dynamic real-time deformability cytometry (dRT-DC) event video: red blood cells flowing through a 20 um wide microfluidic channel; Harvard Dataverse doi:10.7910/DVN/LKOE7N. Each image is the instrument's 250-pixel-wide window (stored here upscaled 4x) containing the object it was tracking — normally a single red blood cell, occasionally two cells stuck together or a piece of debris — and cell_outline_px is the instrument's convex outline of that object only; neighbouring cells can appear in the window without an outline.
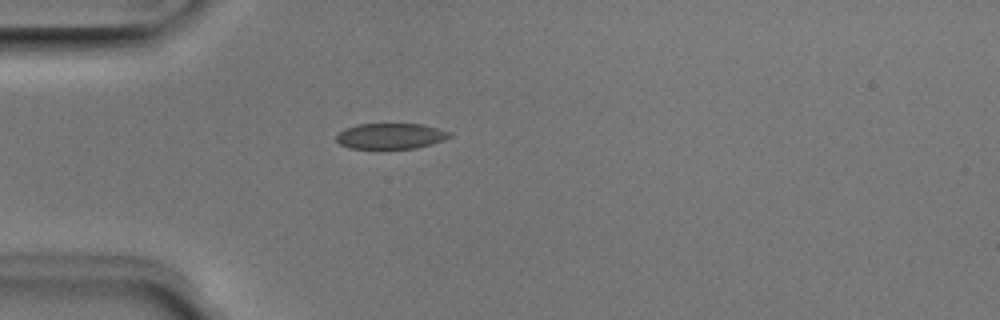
{"species": "Egyptian fruit bat (a non-hibernating species)", "species_latin": "Rousettus aegyptiacus", "temperature_condition": "room temperature", "stored_images_in_passage": 37, "camera_frame_rate_fps": 3000, "um_per_image_px": 0.085, "animal": {"sex": "male"}, "frame": {"image": 1, "passage_image": 1, "time_ms": 0.0, "image_size_px": [1000, 320], "cell_outline_px": [[452, 136], [444, 140], [432, 144], [416, 148], [348, 148], [340, 144], [336, 140], [336, 136], [344, 128], [356, 124], [420, 124], [452, 132]], "centroid_in_image_um": [33.2, 11.56], "position_along_channel_um": 51.8, "area_um2": 16.94}}
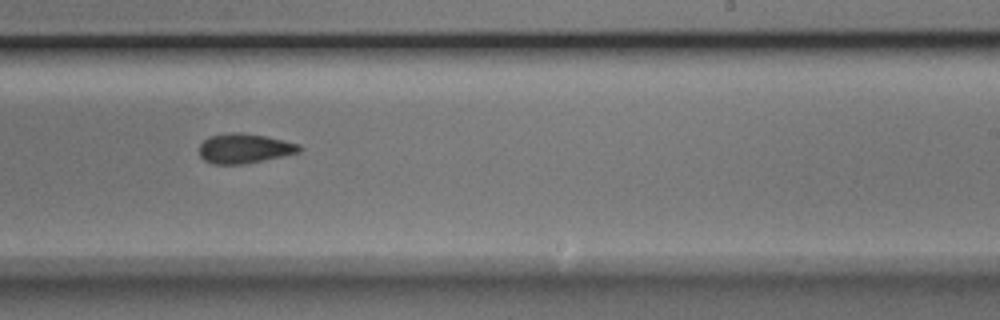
{"frame": {"image": 2, "passage_image": 18, "time_ms": 5.667, "image_size_px": [1000, 320], "cell_outline_px": [[304, 148], [300, 152], [264, 160], [244, 164], [212, 164], [204, 160], [200, 156], [200, 144], [208, 136], [228, 132], [240, 132], [264, 136], [284, 140], [300, 144]], "centroid_in_image_um": [20.78, 12.61], "position_along_channel_um": 268.2, "area_um2": 17.46}}
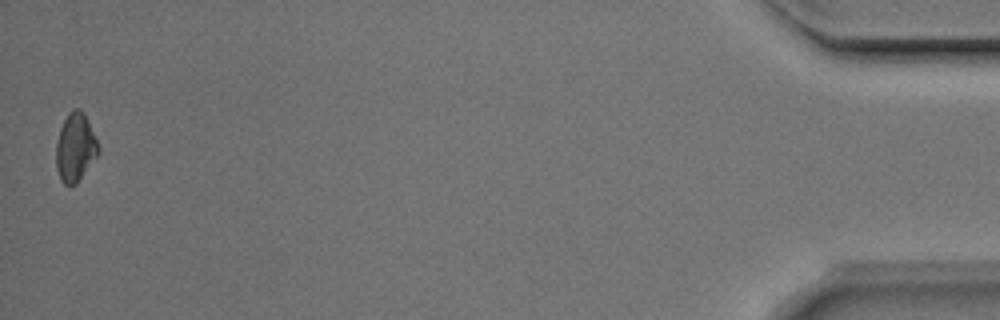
{"frame": {"image": 3, "passage_image": 37, "time_ms": 12.0, "image_size_px": [1000, 320], "cell_outline_px": [[100, 152], [76, 184], [64, 184], [60, 180], [56, 168], [56, 144], [60, 128], [68, 112], [72, 108], [80, 108], [84, 112], [100, 148]], "centroid_in_image_um": [6.4, 12.51], "position_along_channel_um": 428.8, "area_um2": 16.88}, "authors_computed_cell_mechanics": {"area_um2": 17.1088, "velocity_mm_per_s": 3.9954, "shape_relaxation_time_tau1_ms": 4.4643, "shape_relaxation_time_tau2_ms": 2.5837, "deformation_change_tau1": 0.1038, "deformation_change_tau2": 0.0798}}